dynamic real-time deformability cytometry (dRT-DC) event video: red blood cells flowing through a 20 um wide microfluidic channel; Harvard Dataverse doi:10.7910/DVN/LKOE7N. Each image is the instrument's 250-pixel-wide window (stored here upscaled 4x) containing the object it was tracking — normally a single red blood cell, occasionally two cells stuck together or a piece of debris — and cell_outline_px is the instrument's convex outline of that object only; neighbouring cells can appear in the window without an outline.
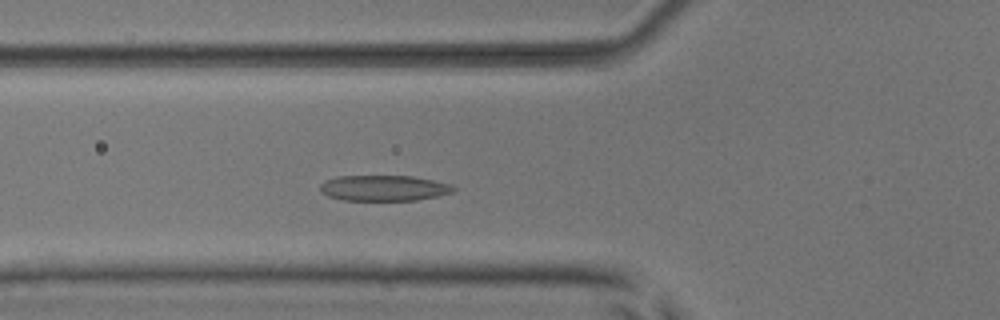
{"species": "common noctule bat (a hibernating species)", "species_latin": "Nyctalus noctula", "temperature_condition": "room temperature", "stored_images_in_passage": 48, "camera_frame_rate_fps": 3000, "um_per_image_px": 0.085, "animal": {"sex": "male", "body_mass_g": 17.9, "forearm_length_mm": 54.2}, "frame": {"image": 1, "passage_image": 15, "time_ms": 4.667, "image_size_px": [1000, 320], "cell_outline_px": [[456, 188], [452, 192], [436, 196], [416, 200], [344, 200], [328, 196], [320, 192], [320, 184], [324, 180], [340, 176], [412, 176], [432, 180], [448, 184]], "centroid_in_image_um": [32.57, 15.98], "position_along_channel_um": 93.2, "area_um2": 19.77}}
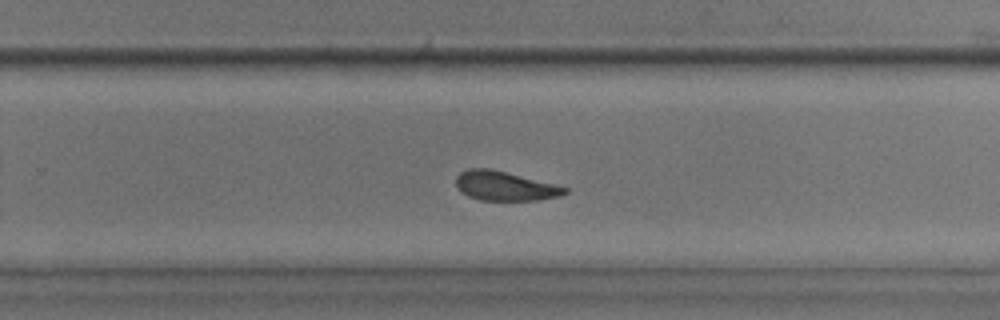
{"frame": {"image": 2, "passage_image": 30, "time_ms": 9.667, "image_size_px": [1000, 320], "cell_outline_px": [[568, 192], [560, 196], [540, 200], [480, 200], [468, 196], [460, 192], [456, 188], [456, 176], [460, 172], [468, 168], [488, 168], [556, 184], [568, 188]], "centroid_in_image_um": [42.89, 15.81], "position_along_channel_um": 286.9, "area_um2": 18.67}}
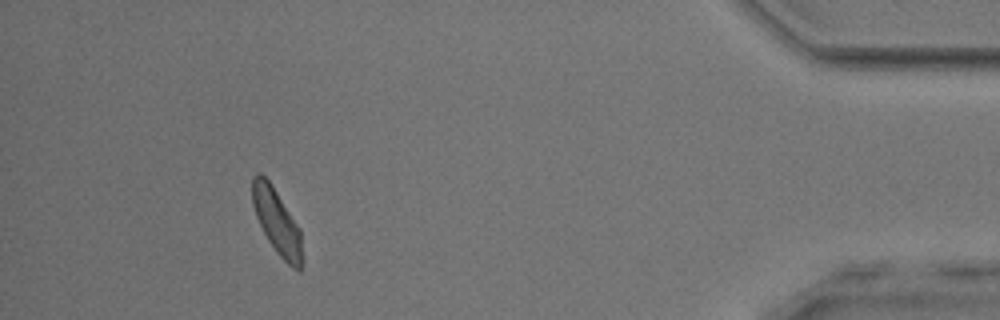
{"frame": {"image": 3, "passage_image": 44, "time_ms": 14.333, "image_size_px": [1000, 320], "cell_outline_px": [[300, 272], [292, 268], [276, 252], [268, 240], [256, 216], [252, 204], [252, 176], [256, 172], [260, 172], [268, 180], [300, 228]], "centroid_in_image_um": [23.49, 18.8], "position_along_channel_um": 411.7, "area_um2": 18.38}, "authors_computed_cell_mechanics": {"area_um2": 19.5653, "velocity_mm_per_s": 3.893, "shape_relaxation_time_tau1_ms": 2.9699, "shape_relaxation_time_tau2_ms": 2.5427, "deformation_change_tau1": 0.1111, "deformation_change_tau2": 0.109}}